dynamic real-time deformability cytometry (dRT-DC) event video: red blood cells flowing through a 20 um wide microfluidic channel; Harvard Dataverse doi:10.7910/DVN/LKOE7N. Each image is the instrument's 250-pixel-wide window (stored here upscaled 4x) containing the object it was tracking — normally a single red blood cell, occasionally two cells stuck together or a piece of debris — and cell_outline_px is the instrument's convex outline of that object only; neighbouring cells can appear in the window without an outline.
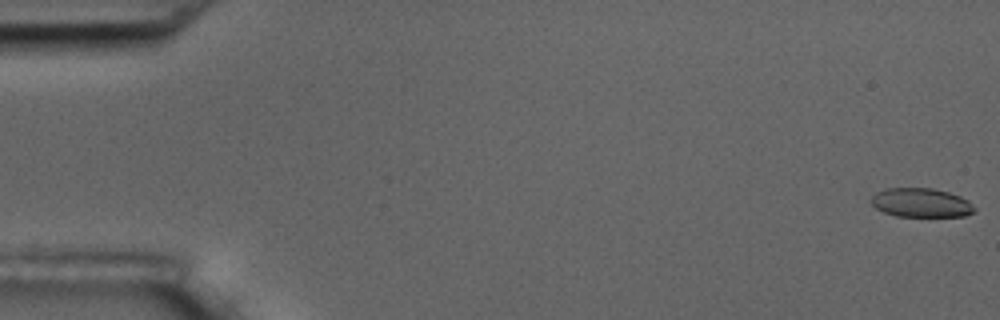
{"species": "common noctule bat (a hibernating species)", "species_latin": "Nyctalus noctula", "temperature_condition": "room temperature", "stored_images_in_passage": 4, "camera_frame_rate_fps": 3000, "um_per_image_px": 0.085, "animal": {"sex": "male", "body_mass_g": 17.5, "forearm_length_mm": 52.3}, "frame": {"image": 1, "passage_image": 1, "time_ms": 0.0, "image_size_px": [1000, 320], "cell_outline_px": [[976, 212], [964, 216], [896, 216], [884, 212], [876, 208], [872, 204], [872, 196], [876, 192], [884, 188], [932, 188], [948, 192], [960, 196], [968, 200], [976, 208]], "centroid_in_image_um": [78.31, 17.23], "position_along_channel_um": 6.7, "area_um2": 17.51}}